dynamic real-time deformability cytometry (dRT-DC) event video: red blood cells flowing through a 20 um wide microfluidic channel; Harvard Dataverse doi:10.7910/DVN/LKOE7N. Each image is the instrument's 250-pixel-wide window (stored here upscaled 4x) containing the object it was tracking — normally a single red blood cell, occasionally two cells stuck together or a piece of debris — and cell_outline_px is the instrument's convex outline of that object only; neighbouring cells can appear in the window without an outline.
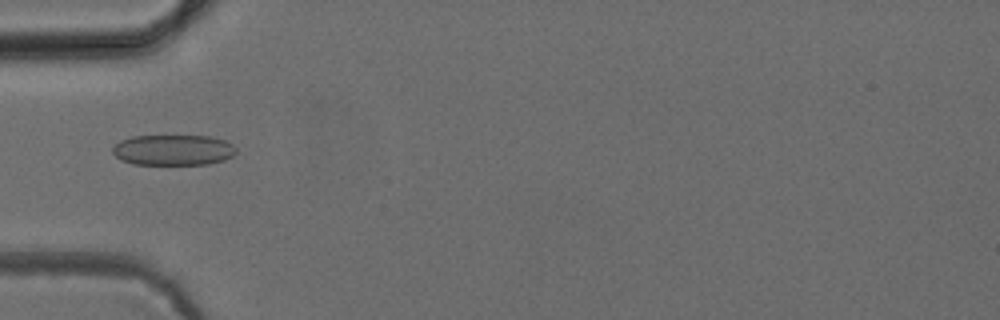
{"species": "common noctule bat (a hibernating species)", "species_latin": "Nyctalus noctula", "temperature_condition": "cold", "stored_images_in_passage": 5, "camera_frame_rate_fps": 3000, "um_per_image_px": 0.085, "animal": {"sex": "female", "body_mass_g": 24.6, "forearm_length_mm": 56.2}, "frame": {"image": 1, "passage_image": 4, "time_ms": 4.333, "image_size_px": [1000, 320], "cell_outline_px": [[236, 152], [232, 156], [224, 160], [208, 164], [132, 164], [120, 160], [112, 152], [112, 148], [120, 140], [132, 136], [212, 136], [224, 140], [232, 144], [236, 148]], "centroid_in_image_um": [14.72, 12.75], "position_along_channel_um": 70.3, "area_um2": 22.14}}